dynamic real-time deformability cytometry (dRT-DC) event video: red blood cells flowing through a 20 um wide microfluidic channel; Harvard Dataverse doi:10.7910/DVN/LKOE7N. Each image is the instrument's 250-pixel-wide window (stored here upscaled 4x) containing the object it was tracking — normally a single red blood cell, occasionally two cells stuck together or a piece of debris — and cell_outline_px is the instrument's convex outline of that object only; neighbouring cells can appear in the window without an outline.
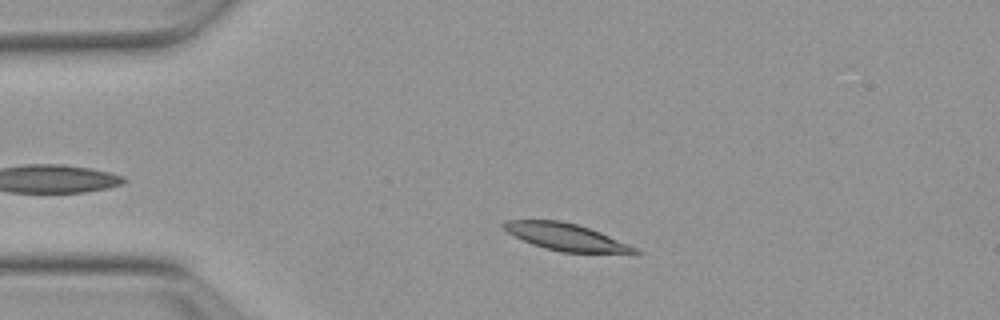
{"species": "Egyptian fruit bat (a non-hibernating species)", "species_latin": "Rousettus aegyptiacus", "temperature_condition": "warm", "stored_images_in_passage": 37, "camera_frame_rate_fps": 3000, "um_per_image_px": 0.085, "animal": {"sex": "female"}, "frame": {"image": 1, "passage_image": 6, "time_ms": 1.667, "image_size_px": [1000, 320], "cell_outline_px": [[644, 252], [636, 256], [560, 252], [544, 248], [532, 244], [508, 232], [500, 224], [504, 220], [560, 220], [576, 224], [600, 232], [628, 244]], "centroid_in_image_um": [48.27, 20.2], "position_along_channel_um": 36.7, "area_um2": 21.39}}
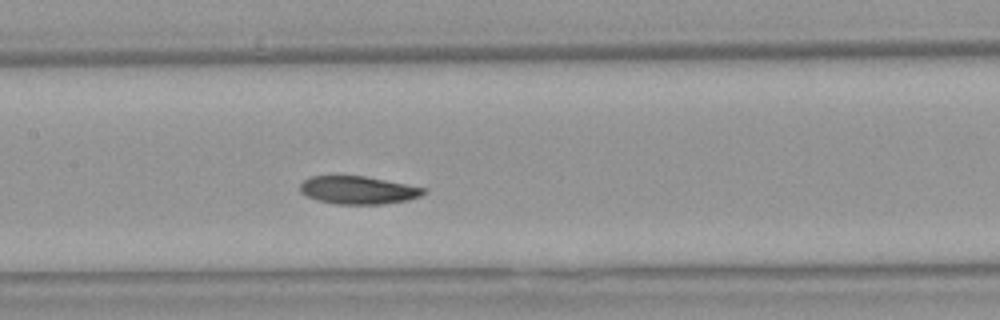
{"frame": {"image": 2, "passage_image": 20, "time_ms": 6.333, "image_size_px": [1000, 320], "cell_outline_px": [[428, 188], [420, 196], [408, 200], [384, 204], [336, 204], [316, 200], [304, 196], [300, 192], [300, 184], [308, 176], [364, 176]], "centroid_in_image_um": [30.41, 16.16], "position_along_channel_um": 177.0, "area_um2": 20.23}}
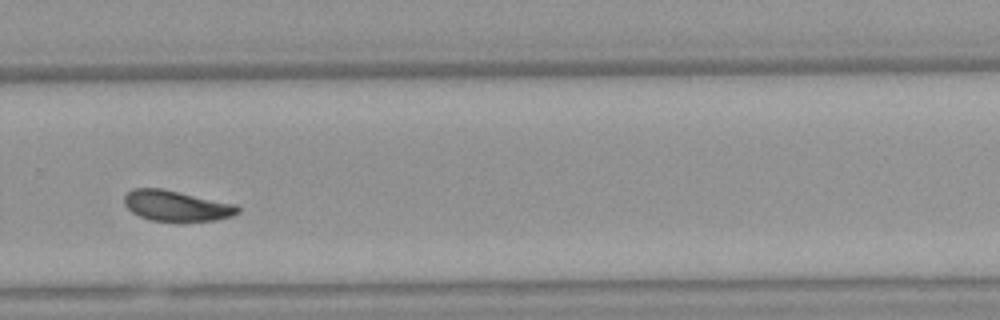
{"frame": {"image": 3, "passage_image": 31, "time_ms": 10.0, "image_size_px": [1000, 320], "cell_outline_px": [[240, 212], [232, 216], [216, 220], [148, 220], [132, 212], [124, 204], [124, 196], [132, 188], [160, 188], [236, 204], [240, 208]], "centroid_in_image_um": [14.99, 17.48], "position_along_channel_um": 314.8, "area_um2": 19.94}, "authors_computed_cell_mechanics": {"area_um2": 20.9236, "velocity_mm_per_s": 3.7723, "shape_relaxation_time_tau1_ms": 4.1237, "shape_relaxation_time_tau2_ms": 5.5248, "deformation_change_tau1": 0.138, "deformation_change_tau2": 0.0942}}